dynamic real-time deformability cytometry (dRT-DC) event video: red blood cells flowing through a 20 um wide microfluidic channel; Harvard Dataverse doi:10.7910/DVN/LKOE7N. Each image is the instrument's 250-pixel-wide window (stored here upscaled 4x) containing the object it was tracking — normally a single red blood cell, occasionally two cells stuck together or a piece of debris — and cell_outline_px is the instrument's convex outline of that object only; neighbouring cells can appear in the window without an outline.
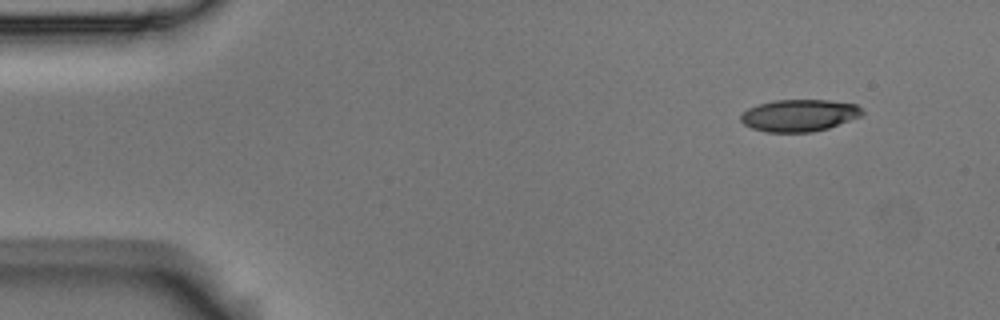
{"species": "Egyptian fruit bat (a non-hibernating species)", "species_latin": "Rousettus aegyptiacus", "temperature_condition": "room temperature", "stored_images_in_passage": 3, "camera_frame_rate_fps": 3000, "um_per_image_px": 0.085, "animal": {"sex": "male"}, "frame": {"image": 1, "passage_image": 1, "time_ms": 0.0, "image_size_px": [1000, 320], "cell_outline_px": [[864, 112], [860, 116], [828, 128], [812, 132], [768, 132], [752, 128], [744, 124], [740, 120], [740, 116], [748, 108], [760, 104], [776, 100], [828, 100], [856, 104]], "centroid_in_image_um": [67.92, 9.81], "position_along_channel_um": 17.1, "area_um2": 22.43}}
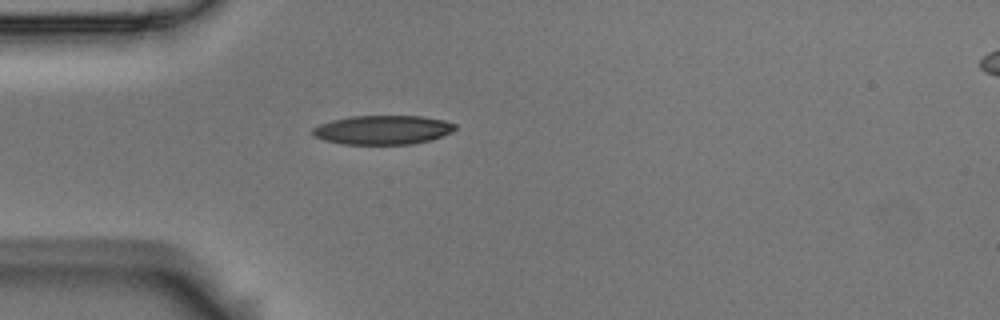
{"frame": {"image": 2, "passage_image": 3, "time_ms": 0.667, "image_size_px": [1000, 320], "cell_outline_px": [[456, 128], [452, 132], [428, 140], [412, 144], [344, 144], [324, 140], [312, 136], [312, 128], [320, 124], [332, 120], [348, 116], [420, 116], [444, 120], [456, 124]], "centroid_in_image_um": [32.5, 11.03], "position_along_channel_um": 52.5, "area_um2": 24.1}}